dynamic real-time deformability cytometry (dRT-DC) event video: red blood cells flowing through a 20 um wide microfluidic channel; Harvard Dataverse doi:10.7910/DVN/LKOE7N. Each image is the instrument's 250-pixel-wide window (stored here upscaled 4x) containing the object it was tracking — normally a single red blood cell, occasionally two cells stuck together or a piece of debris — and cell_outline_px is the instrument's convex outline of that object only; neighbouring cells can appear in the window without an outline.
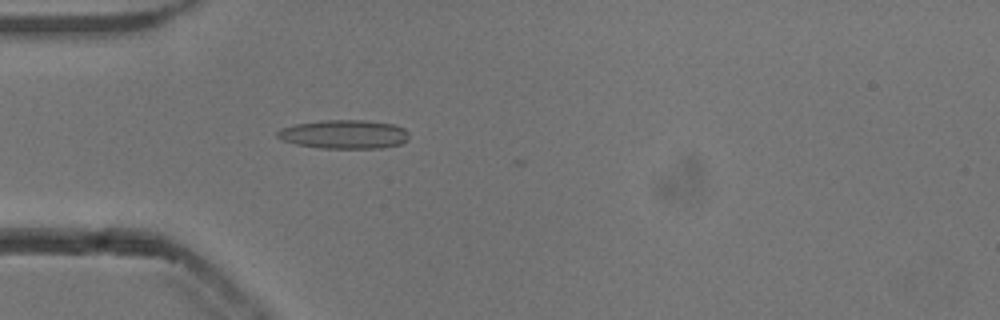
{"species": "common noctule bat (a hibernating species)", "species_latin": "Nyctalus noctula", "temperature_condition": "cold", "stored_images_in_passage": 43, "camera_frame_rate_fps": 3000, "um_per_image_px": 0.085, "animal": {"sex": "male", "body_mass_g": 13.3}, "frame": {"image": 1, "passage_image": 9, "time_ms": 2.667, "image_size_px": [1000, 320], "cell_outline_px": [[408, 140], [400, 144], [380, 148], [320, 148], [296, 144], [284, 140], [276, 136], [276, 132], [280, 128], [296, 124], [320, 120], [364, 120], [392, 124], [404, 128], [408, 132]], "centroid_in_image_um": [29.24, 11.41], "position_along_channel_um": 55.8, "area_um2": 22.08}}
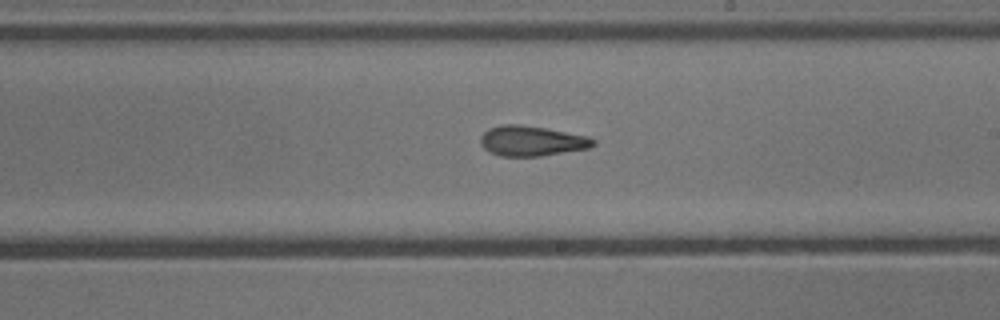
{"frame": {"image": 2, "passage_image": 24, "time_ms": 7.667, "image_size_px": [1000, 320], "cell_outline_px": [[596, 144], [588, 148], [540, 156], [500, 156], [488, 152], [480, 144], [480, 136], [488, 128], [500, 124], [520, 124], [544, 128], [588, 136], [596, 140]], "centroid_in_image_um": [45.15, 11.97], "position_along_channel_um": 243.9, "area_um2": 19.88}}
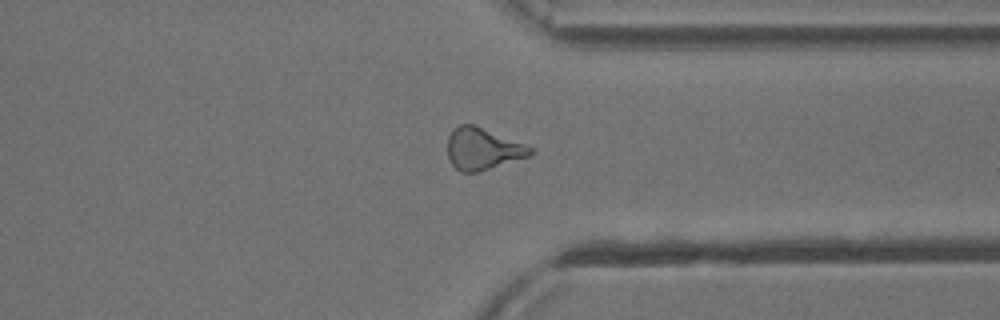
{"frame": {"image": 3, "passage_image": 34, "time_ms": 11.0, "image_size_px": [1000, 320], "cell_outline_px": [[532, 152], [528, 156], [476, 172], [460, 172], [448, 160], [448, 136], [452, 128], [460, 124], [472, 124], [524, 144], [532, 148]], "centroid_in_image_um": [40.96, 12.64], "position_along_channel_um": 370.4, "area_um2": 19.71}, "authors_computed_cell_mechanics": {"area_um2": 19.8832, "velocity_mm_per_s": 3.8478, "shape_relaxation_time_tau1_ms": 4.3019, "shape_relaxation_time_tau2_ms": 2.8493, "deformation_change_tau1": 0.15, "deformation_change_tau2": 0.127}}